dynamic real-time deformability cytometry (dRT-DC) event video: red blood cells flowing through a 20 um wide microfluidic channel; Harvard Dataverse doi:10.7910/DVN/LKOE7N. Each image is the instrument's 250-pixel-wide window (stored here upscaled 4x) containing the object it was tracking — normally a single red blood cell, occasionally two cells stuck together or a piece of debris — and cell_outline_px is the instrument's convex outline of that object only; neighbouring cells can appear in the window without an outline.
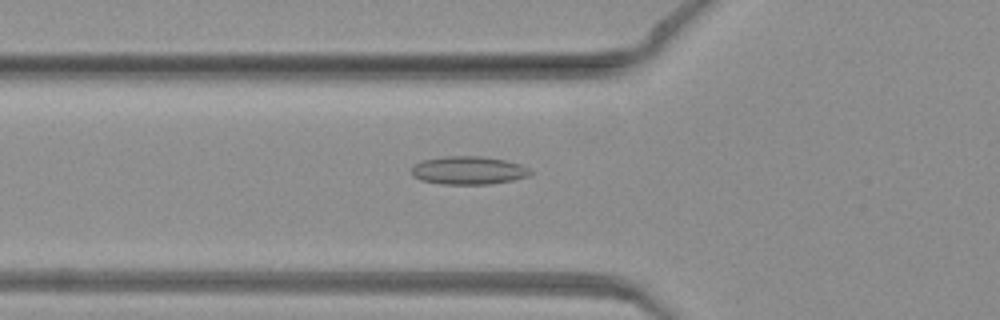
{"species": "common noctule bat (a hibernating species)", "species_latin": "Nyctalus noctula", "temperature_condition": "warm", "stored_images_in_passage": 50, "camera_frame_rate_fps": 3000, "um_per_image_px": 0.085, "animal": {"sex": "female", "body_mass_g": 19.3, "forearm_length_mm": 54.1}, "frame": {"image": 1, "passage_image": 19, "time_ms": 6.0, "image_size_px": [1000, 320], "cell_outline_px": [[536, 172], [528, 176], [512, 180], [492, 184], [440, 184], [420, 180], [412, 176], [412, 168], [420, 160], [444, 156], [480, 156], [504, 160], [520, 164]], "centroid_in_image_um": [39.82, 14.48], "position_along_channel_um": 86.0, "area_um2": 19.65}}
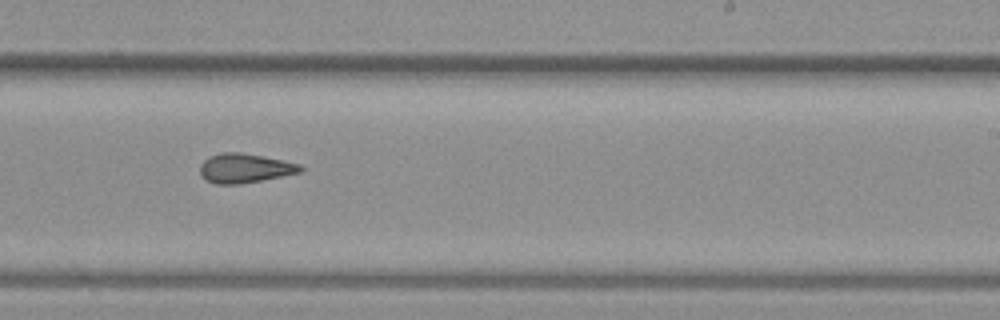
{"frame": {"image": 2, "passage_image": 33, "time_ms": 10.667, "image_size_px": [1000, 320], "cell_outline_px": [[304, 168], [300, 172], [240, 184], [216, 184], [204, 180], [200, 176], [200, 164], [208, 156], [220, 152], [240, 152], [264, 156], [300, 164]], "centroid_in_image_um": [20.74, 14.29], "position_along_channel_um": 268.3, "area_um2": 17.22}}
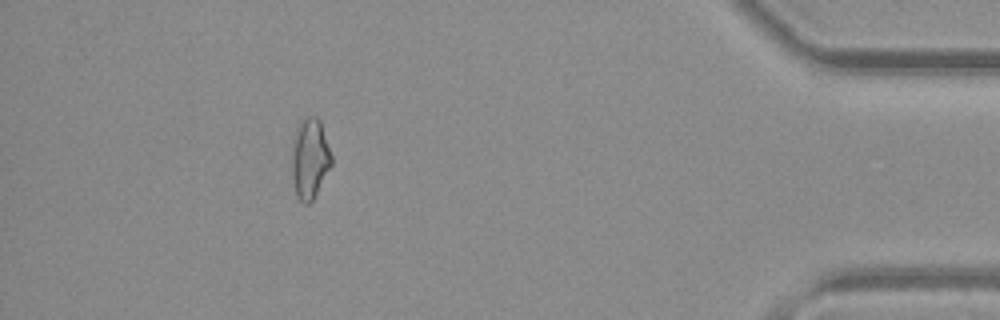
{"frame": {"image": 3, "passage_image": 48, "time_ms": 15.667, "image_size_px": [1000, 320], "cell_outline_px": [[332, 164], [312, 200], [308, 204], [304, 204], [296, 196], [292, 176], [292, 148], [296, 128], [304, 116], [316, 116], [320, 120], [332, 156]], "centroid_in_image_um": [26.33, 13.45], "position_along_channel_um": 408.9, "area_um2": 18.5}}